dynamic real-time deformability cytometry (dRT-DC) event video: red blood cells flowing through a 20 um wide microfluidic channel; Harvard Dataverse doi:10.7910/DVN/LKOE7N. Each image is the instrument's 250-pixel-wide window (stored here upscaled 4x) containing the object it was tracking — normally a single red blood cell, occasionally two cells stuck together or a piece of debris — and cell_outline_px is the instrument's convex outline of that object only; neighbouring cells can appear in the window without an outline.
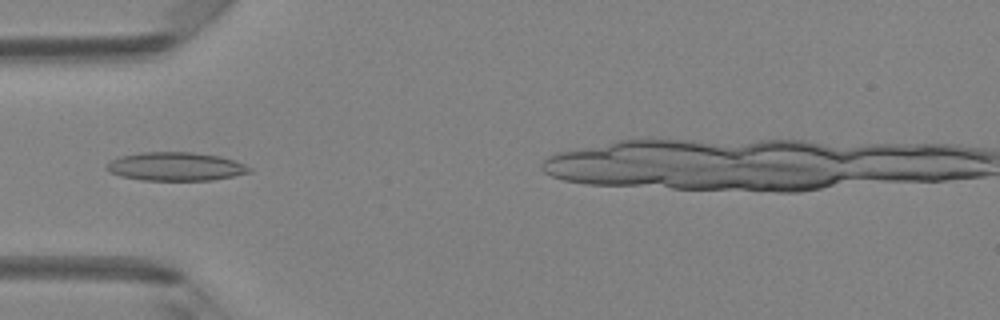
{"species": "Egyptian fruit bat (a non-hibernating species)", "species_latin": "Rousettus aegyptiacus", "temperature_condition": "room temperature", "stored_images_in_passage": 28, "camera_frame_rate_fps": 3000, "um_per_image_px": 0.085, "animal": {"sex": "female"}, "frame": {"image": 1, "passage_image": 1, "time_ms": 0.0, "image_size_px": [1000, 320], "cell_outline_px": [[252, 172], [212, 180], [140, 180], [120, 176], [108, 172], [104, 168], [112, 160], [120, 156], [140, 152], [192, 152], [220, 156], [236, 160], [252, 168]], "centroid_in_image_um": [14.93, 14.15], "position_along_channel_um": 70.1, "area_um2": 23.87}}
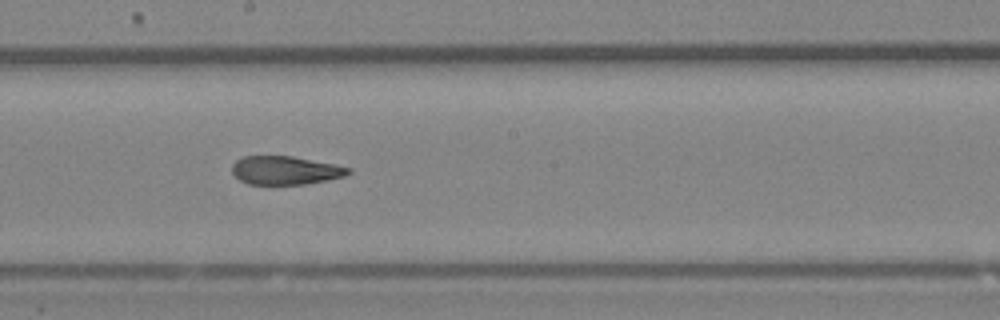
{"frame": {"image": 2, "passage_image": 12, "time_ms": 3.667, "image_size_px": [1000, 320], "cell_outline_px": [[352, 172], [344, 176], [328, 180], [304, 184], [248, 184], [240, 180], [232, 172], [232, 164], [236, 160], [244, 156], [292, 156], [352, 168]], "centroid_in_image_um": [24.25, 14.48], "position_along_channel_um": 224.0, "area_um2": 19.19}}
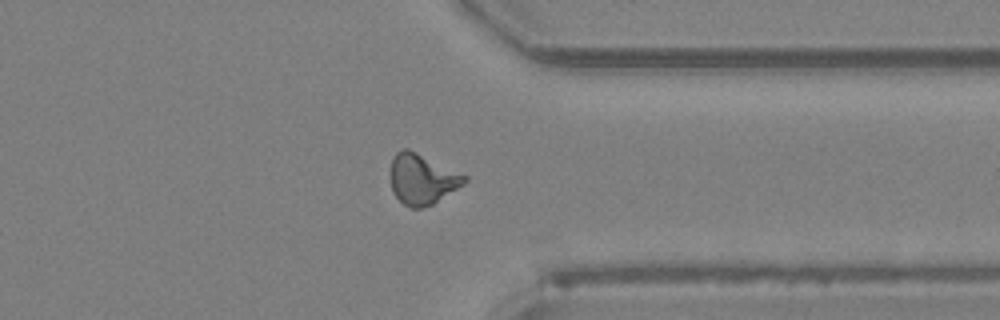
{"frame": {"image": 3, "passage_image": 23, "time_ms": 7.333, "image_size_px": [1000, 320], "cell_outline_px": [[468, 180], [464, 184], [432, 204], [424, 208], [412, 208], [404, 204], [392, 192], [392, 160], [396, 152], [400, 148], [408, 148], [468, 176]], "centroid_in_image_um": [35.9, 15.22], "position_along_channel_um": 375.5, "area_um2": 21.5}, "authors_computed_cell_mechanics": {"area_um2": 20.7502, "velocity_mm_per_s": 4.2142, "shape_relaxation_time_tau1_ms": null, "shape_relaxation_time_tau2_ms": 2.9448, "deformation_change_tau1": null, "deformation_change_tau2": 0.0933}}